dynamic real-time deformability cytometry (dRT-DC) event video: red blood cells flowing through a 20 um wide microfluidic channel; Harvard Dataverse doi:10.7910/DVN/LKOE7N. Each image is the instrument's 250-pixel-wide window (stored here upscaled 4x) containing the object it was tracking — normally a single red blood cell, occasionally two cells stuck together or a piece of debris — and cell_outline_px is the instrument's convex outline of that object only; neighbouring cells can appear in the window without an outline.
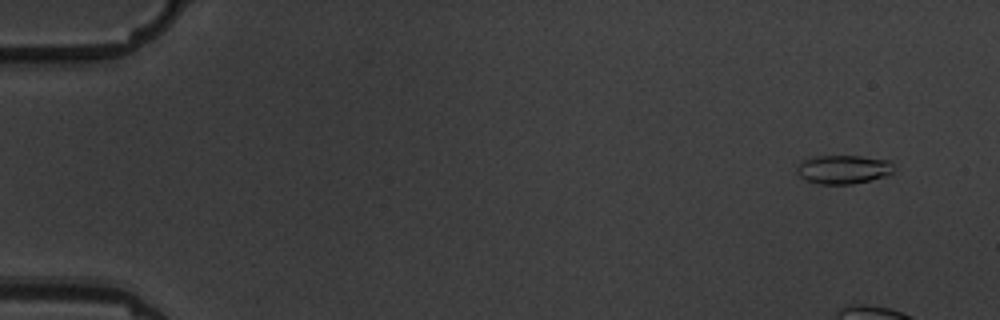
{"species": "common noctule bat (a hibernating species)", "species_latin": "Nyctalus noctula", "temperature_condition": "warm", "stored_images_in_passage": 6, "camera_frame_rate_fps": 3000, "um_per_image_px": 0.085, "animal": {"sex": "male", "body_mass_g": 19.5, "forearm_length_mm": 54.6}, "frame": {"image": 1, "passage_image": 2, "time_ms": 1.0, "image_size_px": [1000, 320], "cell_outline_px": [[892, 172], [884, 176], [852, 184], [820, 184], [804, 180], [800, 176], [796, 168], [804, 160], [816, 156], [860, 156], [888, 160], [892, 164]], "centroid_in_image_um": [71.65, 14.4], "position_along_channel_um": 13.3, "area_um2": 15.95}}